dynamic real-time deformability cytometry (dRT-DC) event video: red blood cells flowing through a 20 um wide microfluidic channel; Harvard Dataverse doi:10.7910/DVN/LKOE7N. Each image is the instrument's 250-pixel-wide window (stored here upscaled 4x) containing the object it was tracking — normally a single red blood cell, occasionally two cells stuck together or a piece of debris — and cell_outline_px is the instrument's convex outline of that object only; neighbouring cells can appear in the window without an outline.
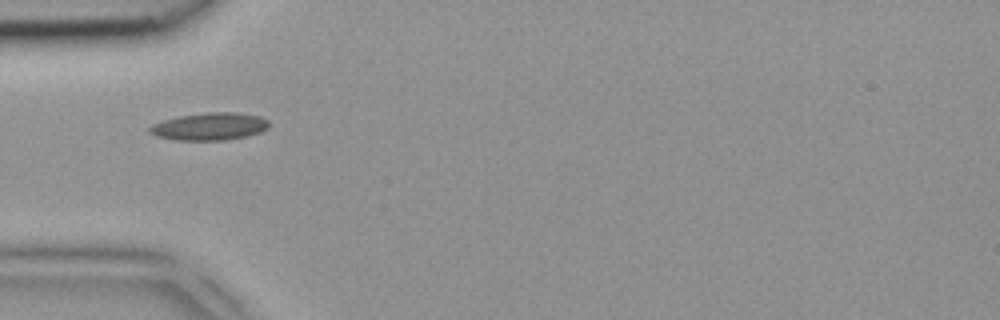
{"species": "common noctule bat (a hibernating species)", "species_latin": "Nyctalus noctula", "temperature_condition": "room temperature", "stored_images_in_passage": 4, "camera_frame_rate_fps": 3000, "um_per_image_px": 0.085, "animal": {"sex": "female", "body_mass_g": 18.4}, "frame": {"image": 1, "passage_image": 4, "time_ms": 1.0, "image_size_px": [1000, 320], "cell_outline_px": [[268, 128], [260, 132], [244, 136], [224, 140], [176, 140], [156, 136], [148, 132], [148, 128], [152, 124], [164, 120], [180, 116], [208, 112], [236, 112], [260, 116], [268, 120]], "centroid_in_image_um": [17.8, 10.74], "position_along_channel_um": 67.2, "area_um2": 19.02}}